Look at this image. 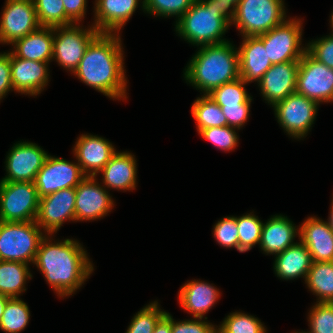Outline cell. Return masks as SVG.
Returning <instances> with one entry per match:
<instances>
[{"instance_id": "obj_1", "label": "cell", "mask_w": 333, "mask_h": 333, "mask_svg": "<svg viewBox=\"0 0 333 333\" xmlns=\"http://www.w3.org/2000/svg\"><path fill=\"white\" fill-rule=\"evenodd\" d=\"M121 46L119 34L99 33L88 45L73 74L105 96L124 100L127 80Z\"/></svg>"}, {"instance_id": "obj_2", "label": "cell", "mask_w": 333, "mask_h": 333, "mask_svg": "<svg viewBox=\"0 0 333 333\" xmlns=\"http://www.w3.org/2000/svg\"><path fill=\"white\" fill-rule=\"evenodd\" d=\"M42 238L34 265L44 275L57 296H70L84 284L93 272V265L81 244L72 239L52 243Z\"/></svg>"}, {"instance_id": "obj_3", "label": "cell", "mask_w": 333, "mask_h": 333, "mask_svg": "<svg viewBox=\"0 0 333 333\" xmlns=\"http://www.w3.org/2000/svg\"><path fill=\"white\" fill-rule=\"evenodd\" d=\"M229 10V11H228ZM236 5L230 0H195L176 21L179 36L196 46L221 44L234 19Z\"/></svg>"}, {"instance_id": "obj_4", "label": "cell", "mask_w": 333, "mask_h": 333, "mask_svg": "<svg viewBox=\"0 0 333 333\" xmlns=\"http://www.w3.org/2000/svg\"><path fill=\"white\" fill-rule=\"evenodd\" d=\"M198 49L184 72L186 82L196 89L208 95L213 89L240 78L239 52L230 41Z\"/></svg>"}, {"instance_id": "obj_5", "label": "cell", "mask_w": 333, "mask_h": 333, "mask_svg": "<svg viewBox=\"0 0 333 333\" xmlns=\"http://www.w3.org/2000/svg\"><path fill=\"white\" fill-rule=\"evenodd\" d=\"M44 236L35 221H0V260L34 264Z\"/></svg>"}, {"instance_id": "obj_6", "label": "cell", "mask_w": 333, "mask_h": 333, "mask_svg": "<svg viewBox=\"0 0 333 333\" xmlns=\"http://www.w3.org/2000/svg\"><path fill=\"white\" fill-rule=\"evenodd\" d=\"M283 0H239L231 22L243 37L267 33L286 20Z\"/></svg>"}, {"instance_id": "obj_7", "label": "cell", "mask_w": 333, "mask_h": 333, "mask_svg": "<svg viewBox=\"0 0 333 333\" xmlns=\"http://www.w3.org/2000/svg\"><path fill=\"white\" fill-rule=\"evenodd\" d=\"M39 200L34 182H0V221H35Z\"/></svg>"}, {"instance_id": "obj_8", "label": "cell", "mask_w": 333, "mask_h": 333, "mask_svg": "<svg viewBox=\"0 0 333 333\" xmlns=\"http://www.w3.org/2000/svg\"><path fill=\"white\" fill-rule=\"evenodd\" d=\"M302 22L300 19L285 20L267 33L258 35L267 50L272 64L299 61L307 51L301 46ZM301 46V47H300Z\"/></svg>"}, {"instance_id": "obj_9", "label": "cell", "mask_w": 333, "mask_h": 333, "mask_svg": "<svg viewBox=\"0 0 333 333\" xmlns=\"http://www.w3.org/2000/svg\"><path fill=\"white\" fill-rule=\"evenodd\" d=\"M99 33L93 25L88 29H82L77 23L54 27L52 59H56L60 66L73 73L88 45Z\"/></svg>"}, {"instance_id": "obj_10", "label": "cell", "mask_w": 333, "mask_h": 333, "mask_svg": "<svg viewBox=\"0 0 333 333\" xmlns=\"http://www.w3.org/2000/svg\"><path fill=\"white\" fill-rule=\"evenodd\" d=\"M296 92L318 104L333 102V69L306 51L299 60Z\"/></svg>"}, {"instance_id": "obj_11", "label": "cell", "mask_w": 333, "mask_h": 333, "mask_svg": "<svg viewBox=\"0 0 333 333\" xmlns=\"http://www.w3.org/2000/svg\"><path fill=\"white\" fill-rule=\"evenodd\" d=\"M318 103L297 92L273 106L275 117L290 137L300 139L311 129Z\"/></svg>"}, {"instance_id": "obj_12", "label": "cell", "mask_w": 333, "mask_h": 333, "mask_svg": "<svg viewBox=\"0 0 333 333\" xmlns=\"http://www.w3.org/2000/svg\"><path fill=\"white\" fill-rule=\"evenodd\" d=\"M85 177L78 163L48 155L34 183L42 198L62 189L76 188Z\"/></svg>"}, {"instance_id": "obj_13", "label": "cell", "mask_w": 333, "mask_h": 333, "mask_svg": "<svg viewBox=\"0 0 333 333\" xmlns=\"http://www.w3.org/2000/svg\"><path fill=\"white\" fill-rule=\"evenodd\" d=\"M0 20V43L13 44L37 30V19L33 0H7Z\"/></svg>"}, {"instance_id": "obj_14", "label": "cell", "mask_w": 333, "mask_h": 333, "mask_svg": "<svg viewBox=\"0 0 333 333\" xmlns=\"http://www.w3.org/2000/svg\"><path fill=\"white\" fill-rule=\"evenodd\" d=\"M47 156L35 143H16L6 157L7 175L0 182H34Z\"/></svg>"}, {"instance_id": "obj_15", "label": "cell", "mask_w": 333, "mask_h": 333, "mask_svg": "<svg viewBox=\"0 0 333 333\" xmlns=\"http://www.w3.org/2000/svg\"><path fill=\"white\" fill-rule=\"evenodd\" d=\"M75 200V188L62 189L40 198L35 222L47 235L57 233L65 220L75 221Z\"/></svg>"}, {"instance_id": "obj_16", "label": "cell", "mask_w": 333, "mask_h": 333, "mask_svg": "<svg viewBox=\"0 0 333 333\" xmlns=\"http://www.w3.org/2000/svg\"><path fill=\"white\" fill-rule=\"evenodd\" d=\"M75 189V221L102 218L114 206L108 191L96 181V177L86 176Z\"/></svg>"}, {"instance_id": "obj_17", "label": "cell", "mask_w": 333, "mask_h": 333, "mask_svg": "<svg viewBox=\"0 0 333 333\" xmlns=\"http://www.w3.org/2000/svg\"><path fill=\"white\" fill-rule=\"evenodd\" d=\"M299 61L272 64L258 82L261 94L272 107L296 92Z\"/></svg>"}, {"instance_id": "obj_18", "label": "cell", "mask_w": 333, "mask_h": 333, "mask_svg": "<svg viewBox=\"0 0 333 333\" xmlns=\"http://www.w3.org/2000/svg\"><path fill=\"white\" fill-rule=\"evenodd\" d=\"M74 155L85 176L96 177L116 153L112 143L97 135L82 134L75 146Z\"/></svg>"}, {"instance_id": "obj_19", "label": "cell", "mask_w": 333, "mask_h": 333, "mask_svg": "<svg viewBox=\"0 0 333 333\" xmlns=\"http://www.w3.org/2000/svg\"><path fill=\"white\" fill-rule=\"evenodd\" d=\"M46 62L15 57L10 51L11 81L13 90L36 96L48 85L49 70Z\"/></svg>"}, {"instance_id": "obj_20", "label": "cell", "mask_w": 333, "mask_h": 333, "mask_svg": "<svg viewBox=\"0 0 333 333\" xmlns=\"http://www.w3.org/2000/svg\"><path fill=\"white\" fill-rule=\"evenodd\" d=\"M300 241L308 248L312 262L333 261V230L318 217H308L299 226Z\"/></svg>"}, {"instance_id": "obj_21", "label": "cell", "mask_w": 333, "mask_h": 333, "mask_svg": "<svg viewBox=\"0 0 333 333\" xmlns=\"http://www.w3.org/2000/svg\"><path fill=\"white\" fill-rule=\"evenodd\" d=\"M239 52V76L246 83L262 79L265 72L272 66L263 41L258 36L242 38Z\"/></svg>"}, {"instance_id": "obj_22", "label": "cell", "mask_w": 333, "mask_h": 333, "mask_svg": "<svg viewBox=\"0 0 333 333\" xmlns=\"http://www.w3.org/2000/svg\"><path fill=\"white\" fill-rule=\"evenodd\" d=\"M139 0H96L94 27L100 33H119L139 5Z\"/></svg>"}, {"instance_id": "obj_23", "label": "cell", "mask_w": 333, "mask_h": 333, "mask_svg": "<svg viewBox=\"0 0 333 333\" xmlns=\"http://www.w3.org/2000/svg\"><path fill=\"white\" fill-rule=\"evenodd\" d=\"M298 229V230H297ZM293 222L286 216L275 215L263 224L260 238V248L263 252L277 255L295 244L296 235L300 234ZM298 231V232H297Z\"/></svg>"}, {"instance_id": "obj_24", "label": "cell", "mask_w": 333, "mask_h": 333, "mask_svg": "<svg viewBox=\"0 0 333 333\" xmlns=\"http://www.w3.org/2000/svg\"><path fill=\"white\" fill-rule=\"evenodd\" d=\"M134 155L116 152L110 161L102 168L103 187L116 190H133L136 188L137 165Z\"/></svg>"}, {"instance_id": "obj_25", "label": "cell", "mask_w": 333, "mask_h": 333, "mask_svg": "<svg viewBox=\"0 0 333 333\" xmlns=\"http://www.w3.org/2000/svg\"><path fill=\"white\" fill-rule=\"evenodd\" d=\"M220 296L219 290L204 281H187L178 293L181 307L193 315L202 318L215 304Z\"/></svg>"}, {"instance_id": "obj_26", "label": "cell", "mask_w": 333, "mask_h": 333, "mask_svg": "<svg viewBox=\"0 0 333 333\" xmlns=\"http://www.w3.org/2000/svg\"><path fill=\"white\" fill-rule=\"evenodd\" d=\"M54 28L40 26L25 37L16 40L12 54L27 60L49 63L53 54Z\"/></svg>"}, {"instance_id": "obj_27", "label": "cell", "mask_w": 333, "mask_h": 333, "mask_svg": "<svg viewBox=\"0 0 333 333\" xmlns=\"http://www.w3.org/2000/svg\"><path fill=\"white\" fill-rule=\"evenodd\" d=\"M274 272L282 280H293L303 277L306 280L312 265L308 248L300 241L275 255Z\"/></svg>"}, {"instance_id": "obj_28", "label": "cell", "mask_w": 333, "mask_h": 333, "mask_svg": "<svg viewBox=\"0 0 333 333\" xmlns=\"http://www.w3.org/2000/svg\"><path fill=\"white\" fill-rule=\"evenodd\" d=\"M28 278L32 279L28 264L0 260V294L19 298V295L26 291L25 283Z\"/></svg>"}, {"instance_id": "obj_29", "label": "cell", "mask_w": 333, "mask_h": 333, "mask_svg": "<svg viewBox=\"0 0 333 333\" xmlns=\"http://www.w3.org/2000/svg\"><path fill=\"white\" fill-rule=\"evenodd\" d=\"M304 281L318 296L317 302L333 303V261L312 262Z\"/></svg>"}, {"instance_id": "obj_30", "label": "cell", "mask_w": 333, "mask_h": 333, "mask_svg": "<svg viewBox=\"0 0 333 333\" xmlns=\"http://www.w3.org/2000/svg\"><path fill=\"white\" fill-rule=\"evenodd\" d=\"M191 114L196 120L198 132L206 128L228 126L221 107L207 94L194 101Z\"/></svg>"}, {"instance_id": "obj_31", "label": "cell", "mask_w": 333, "mask_h": 333, "mask_svg": "<svg viewBox=\"0 0 333 333\" xmlns=\"http://www.w3.org/2000/svg\"><path fill=\"white\" fill-rule=\"evenodd\" d=\"M40 26L61 27L75 24L66 14L62 0H33Z\"/></svg>"}, {"instance_id": "obj_32", "label": "cell", "mask_w": 333, "mask_h": 333, "mask_svg": "<svg viewBox=\"0 0 333 333\" xmlns=\"http://www.w3.org/2000/svg\"><path fill=\"white\" fill-rule=\"evenodd\" d=\"M30 311L20 298H9L0 321V329L6 333H20L29 322Z\"/></svg>"}, {"instance_id": "obj_33", "label": "cell", "mask_w": 333, "mask_h": 333, "mask_svg": "<svg viewBox=\"0 0 333 333\" xmlns=\"http://www.w3.org/2000/svg\"><path fill=\"white\" fill-rule=\"evenodd\" d=\"M246 84L242 78H238L213 89L208 96L219 106L242 105L251 97L245 89Z\"/></svg>"}, {"instance_id": "obj_34", "label": "cell", "mask_w": 333, "mask_h": 333, "mask_svg": "<svg viewBox=\"0 0 333 333\" xmlns=\"http://www.w3.org/2000/svg\"><path fill=\"white\" fill-rule=\"evenodd\" d=\"M239 234V252H246L254 245L259 244L263 222L254 214L236 217Z\"/></svg>"}, {"instance_id": "obj_35", "label": "cell", "mask_w": 333, "mask_h": 333, "mask_svg": "<svg viewBox=\"0 0 333 333\" xmlns=\"http://www.w3.org/2000/svg\"><path fill=\"white\" fill-rule=\"evenodd\" d=\"M264 324L258 318L241 313H230L218 327L217 333H266Z\"/></svg>"}, {"instance_id": "obj_36", "label": "cell", "mask_w": 333, "mask_h": 333, "mask_svg": "<svg viewBox=\"0 0 333 333\" xmlns=\"http://www.w3.org/2000/svg\"><path fill=\"white\" fill-rule=\"evenodd\" d=\"M166 314L159 308L157 301L142 308L133 319L126 333H153L158 321Z\"/></svg>"}, {"instance_id": "obj_37", "label": "cell", "mask_w": 333, "mask_h": 333, "mask_svg": "<svg viewBox=\"0 0 333 333\" xmlns=\"http://www.w3.org/2000/svg\"><path fill=\"white\" fill-rule=\"evenodd\" d=\"M195 0H143L142 10L162 17L179 18L191 7Z\"/></svg>"}, {"instance_id": "obj_38", "label": "cell", "mask_w": 333, "mask_h": 333, "mask_svg": "<svg viewBox=\"0 0 333 333\" xmlns=\"http://www.w3.org/2000/svg\"><path fill=\"white\" fill-rule=\"evenodd\" d=\"M309 313L307 333H333V303L316 302Z\"/></svg>"}, {"instance_id": "obj_39", "label": "cell", "mask_w": 333, "mask_h": 333, "mask_svg": "<svg viewBox=\"0 0 333 333\" xmlns=\"http://www.w3.org/2000/svg\"><path fill=\"white\" fill-rule=\"evenodd\" d=\"M236 128L230 126L223 127H212L206 128L199 131L202 138L207 141L212 142L215 147L224 150H233L238 143V135L236 133Z\"/></svg>"}, {"instance_id": "obj_40", "label": "cell", "mask_w": 333, "mask_h": 333, "mask_svg": "<svg viewBox=\"0 0 333 333\" xmlns=\"http://www.w3.org/2000/svg\"><path fill=\"white\" fill-rule=\"evenodd\" d=\"M213 227V235L218 244L226 248H236L239 251V234L236 217H224Z\"/></svg>"}, {"instance_id": "obj_41", "label": "cell", "mask_w": 333, "mask_h": 333, "mask_svg": "<svg viewBox=\"0 0 333 333\" xmlns=\"http://www.w3.org/2000/svg\"><path fill=\"white\" fill-rule=\"evenodd\" d=\"M307 51L316 60L333 69V34L308 43Z\"/></svg>"}, {"instance_id": "obj_42", "label": "cell", "mask_w": 333, "mask_h": 333, "mask_svg": "<svg viewBox=\"0 0 333 333\" xmlns=\"http://www.w3.org/2000/svg\"><path fill=\"white\" fill-rule=\"evenodd\" d=\"M194 319L176 322L171 316V333H217V326L202 318Z\"/></svg>"}, {"instance_id": "obj_43", "label": "cell", "mask_w": 333, "mask_h": 333, "mask_svg": "<svg viewBox=\"0 0 333 333\" xmlns=\"http://www.w3.org/2000/svg\"><path fill=\"white\" fill-rule=\"evenodd\" d=\"M251 101L252 97L242 105L220 106L228 126L239 130L247 122Z\"/></svg>"}, {"instance_id": "obj_44", "label": "cell", "mask_w": 333, "mask_h": 333, "mask_svg": "<svg viewBox=\"0 0 333 333\" xmlns=\"http://www.w3.org/2000/svg\"><path fill=\"white\" fill-rule=\"evenodd\" d=\"M13 90L11 81L10 52L0 53V100Z\"/></svg>"}, {"instance_id": "obj_45", "label": "cell", "mask_w": 333, "mask_h": 333, "mask_svg": "<svg viewBox=\"0 0 333 333\" xmlns=\"http://www.w3.org/2000/svg\"><path fill=\"white\" fill-rule=\"evenodd\" d=\"M65 14L76 24L81 21L86 13L87 0H62Z\"/></svg>"}, {"instance_id": "obj_46", "label": "cell", "mask_w": 333, "mask_h": 333, "mask_svg": "<svg viewBox=\"0 0 333 333\" xmlns=\"http://www.w3.org/2000/svg\"><path fill=\"white\" fill-rule=\"evenodd\" d=\"M153 333H171V315L166 314L158 321Z\"/></svg>"}, {"instance_id": "obj_47", "label": "cell", "mask_w": 333, "mask_h": 333, "mask_svg": "<svg viewBox=\"0 0 333 333\" xmlns=\"http://www.w3.org/2000/svg\"><path fill=\"white\" fill-rule=\"evenodd\" d=\"M8 299H9V297L4 296L3 294H0V321H1L2 315L4 313V309L7 304Z\"/></svg>"}, {"instance_id": "obj_48", "label": "cell", "mask_w": 333, "mask_h": 333, "mask_svg": "<svg viewBox=\"0 0 333 333\" xmlns=\"http://www.w3.org/2000/svg\"><path fill=\"white\" fill-rule=\"evenodd\" d=\"M331 211H330V216H329V220L327 223V225L333 230V199H332V205H331Z\"/></svg>"}, {"instance_id": "obj_49", "label": "cell", "mask_w": 333, "mask_h": 333, "mask_svg": "<svg viewBox=\"0 0 333 333\" xmlns=\"http://www.w3.org/2000/svg\"><path fill=\"white\" fill-rule=\"evenodd\" d=\"M331 28H333V12L331 13ZM331 34H333V29H332V33Z\"/></svg>"}, {"instance_id": "obj_50", "label": "cell", "mask_w": 333, "mask_h": 333, "mask_svg": "<svg viewBox=\"0 0 333 333\" xmlns=\"http://www.w3.org/2000/svg\"><path fill=\"white\" fill-rule=\"evenodd\" d=\"M230 1H232L235 5H237L239 0H230Z\"/></svg>"}]
</instances>
